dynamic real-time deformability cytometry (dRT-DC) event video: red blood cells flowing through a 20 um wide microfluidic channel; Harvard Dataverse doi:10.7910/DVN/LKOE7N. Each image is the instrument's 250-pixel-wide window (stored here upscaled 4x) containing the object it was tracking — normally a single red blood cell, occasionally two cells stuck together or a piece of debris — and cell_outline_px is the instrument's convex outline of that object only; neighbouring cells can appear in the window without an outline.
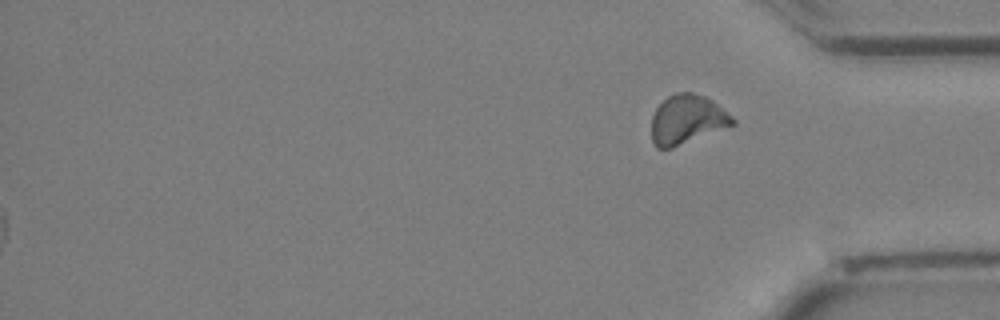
{"species": "Egyptian fruit bat (a non-hibernating species)", "species_latin": "Rousettus aegyptiacus", "temperature_condition": "cold", "stored_images_in_passage": 32, "segment_of_instrument_passage": [2, 2], "camera_frame_rate_fps": 3000, "um_per_image_px": 0.085, "animal": {"sex": "female"}, "frame": {"image": 1, "passage_image": 32, "time_ms": 10.333, "image_size_px": [1000, 320], "cell_outline_px": [[736, 124], [672, 148], [656, 148], [652, 140], [652, 116], [656, 108], [668, 96], [676, 92], [692, 92], [704, 96], [712, 100], [732, 116], [736, 120]], "centroid_in_image_um": [58.4, 10.16], "position_along_channel_um": 376.8, "area_um2": 23.18}}